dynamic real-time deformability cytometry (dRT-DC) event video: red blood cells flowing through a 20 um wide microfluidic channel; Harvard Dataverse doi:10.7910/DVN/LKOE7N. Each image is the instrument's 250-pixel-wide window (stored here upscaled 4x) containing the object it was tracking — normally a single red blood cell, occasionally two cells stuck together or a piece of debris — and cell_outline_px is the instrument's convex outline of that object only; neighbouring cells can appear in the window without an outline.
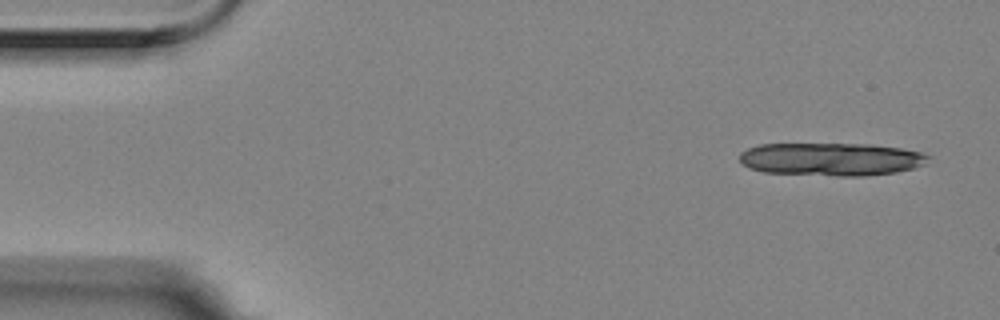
{"species": "Egyptian fruit bat (a non-hibernating species)", "species_latin": "Rousettus aegyptiacus", "temperature_condition": "room temperature", "stored_images_in_passage": 4, "camera_frame_rate_fps": 3000, "um_per_image_px": 0.085, "animal": {"sex": "female"}, "frame": {"image": 1, "passage_image": 1, "time_ms": 0.0, "image_size_px": [1000, 320], "cell_outline_px": [[932, 156], [924, 164], [912, 168], [896, 172], [864, 176], [840, 176], [764, 172], [748, 168], [740, 160], [740, 152], [748, 148], [760, 144], [872, 144], [900, 148], [920, 152]], "centroid_in_image_um": [70.65, 13.53], "position_along_channel_um": 14.3, "area_um2": 36.3}}